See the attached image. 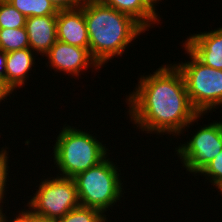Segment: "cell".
I'll list each match as a JSON object with an SVG mask.
<instances>
[{
	"mask_svg": "<svg viewBox=\"0 0 222 222\" xmlns=\"http://www.w3.org/2000/svg\"><path fill=\"white\" fill-rule=\"evenodd\" d=\"M138 81L126 102L131 122L141 131L176 136L205 115L192 107L183 76L174 64L163 65Z\"/></svg>",
	"mask_w": 222,
	"mask_h": 222,
	"instance_id": "obj_1",
	"label": "cell"
},
{
	"mask_svg": "<svg viewBox=\"0 0 222 222\" xmlns=\"http://www.w3.org/2000/svg\"><path fill=\"white\" fill-rule=\"evenodd\" d=\"M80 7L89 36V53L100 67L122 56L128 45L146 30L132 17L99 0H84Z\"/></svg>",
	"mask_w": 222,
	"mask_h": 222,
	"instance_id": "obj_2",
	"label": "cell"
},
{
	"mask_svg": "<svg viewBox=\"0 0 222 222\" xmlns=\"http://www.w3.org/2000/svg\"><path fill=\"white\" fill-rule=\"evenodd\" d=\"M90 132L63 126L53 147V159L60 176L74 178L77 174L97 165L109 151Z\"/></svg>",
	"mask_w": 222,
	"mask_h": 222,
	"instance_id": "obj_3",
	"label": "cell"
},
{
	"mask_svg": "<svg viewBox=\"0 0 222 222\" xmlns=\"http://www.w3.org/2000/svg\"><path fill=\"white\" fill-rule=\"evenodd\" d=\"M112 162L109 157H106L97 165L73 178L80 205L95 208L104 213L123 197L119 169Z\"/></svg>",
	"mask_w": 222,
	"mask_h": 222,
	"instance_id": "obj_4",
	"label": "cell"
},
{
	"mask_svg": "<svg viewBox=\"0 0 222 222\" xmlns=\"http://www.w3.org/2000/svg\"><path fill=\"white\" fill-rule=\"evenodd\" d=\"M191 61L174 65L181 72L192 107L206 114L222 105V70L202 63L184 44Z\"/></svg>",
	"mask_w": 222,
	"mask_h": 222,
	"instance_id": "obj_5",
	"label": "cell"
},
{
	"mask_svg": "<svg viewBox=\"0 0 222 222\" xmlns=\"http://www.w3.org/2000/svg\"><path fill=\"white\" fill-rule=\"evenodd\" d=\"M38 185L36 193L27 203L28 209L36 215L57 220L80 205L73 178L57 175L41 181Z\"/></svg>",
	"mask_w": 222,
	"mask_h": 222,
	"instance_id": "obj_6",
	"label": "cell"
},
{
	"mask_svg": "<svg viewBox=\"0 0 222 222\" xmlns=\"http://www.w3.org/2000/svg\"><path fill=\"white\" fill-rule=\"evenodd\" d=\"M186 144L175 148L189 173H199L222 150V121L204 125Z\"/></svg>",
	"mask_w": 222,
	"mask_h": 222,
	"instance_id": "obj_7",
	"label": "cell"
},
{
	"mask_svg": "<svg viewBox=\"0 0 222 222\" xmlns=\"http://www.w3.org/2000/svg\"><path fill=\"white\" fill-rule=\"evenodd\" d=\"M45 56L49 60L45 64L49 63V66L53 67L54 71H63L72 76L79 77L80 71L89 67H95V70L100 69L99 64L91 57L87 49L72 46L59 40L49 49Z\"/></svg>",
	"mask_w": 222,
	"mask_h": 222,
	"instance_id": "obj_8",
	"label": "cell"
},
{
	"mask_svg": "<svg viewBox=\"0 0 222 222\" xmlns=\"http://www.w3.org/2000/svg\"><path fill=\"white\" fill-rule=\"evenodd\" d=\"M57 40L89 51V36L83 9L59 10L57 13Z\"/></svg>",
	"mask_w": 222,
	"mask_h": 222,
	"instance_id": "obj_9",
	"label": "cell"
},
{
	"mask_svg": "<svg viewBox=\"0 0 222 222\" xmlns=\"http://www.w3.org/2000/svg\"><path fill=\"white\" fill-rule=\"evenodd\" d=\"M202 63L222 70V27L191 34L183 43Z\"/></svg>",
	"mask_w": 222,
	"mask_h": 222,
	"instance_id": "obj_10",
	"label": "cell"
},
{
	"mask_svg": "<svg viewBox=\"0 0 222 222\" xmlns=\"http://www.w3.org/2000/svg\"><path fill=\"white\" fill-rule=\"evenodd\" d=\"M57 15L31 16L26 19L25 28L29 48L44 56L57 41Z\"/></svg>",
	"mask_w": 222,
	"mask_h": 222,
	"instance_id": "obj_11",
	"label": "cell"
},
{
	"mask_svg": "<svg viewBox=\"0 0 222 222\" xmlns=\"http://www.w3.org/2000/svg\"><path fill=\"white\" fill-rule=\"evenodd\" d=\"M34 52L30 48L15 50L6 53V88L13 93L18 87L24 86L29 71L32 70Z\"/></svg>",
	"mask_w": 222,
	"mask_h": 222,
	"instance_id": "obj_12",
	"label": "cell"
},
{
	"mask_svg": "<svg viewBox=\"0 0 222 222\" xmlns=\"http://www.w3.org/2000/svg\"><path fill=\"white\" fill-rule=\"evenodd\" d=\"M137 21L146 31L152 24L158 23L160 16L154 13L143 0H99ZM159 16V17H158Z\"/></svg>",
	"mask_w": 222,
	"mask_h": 222,
	"instance_id": "obj_13",
	"label": "cell"
},
{
	"mask_svg": "<svg viewBox=\"0 0 222 222\" xmlns=\"http://www.w3.org/2000/svg\"><path fill=\"white\" fill-rule=\"evenodd\" d=\"M26 18L31 16L57 15L59 10L50 0H7Z\"/></svg>",
	"mask_w": 222,
	"mask_h": 222,
	"instance_id": "obj_14",
	"label": "cell"
},
{
	"mask_svg": "<svg viewBox=\"0 0 222 222\" xmlns=\"http://www.w3.org/2000/svg\"><path fill=\"white\" fill-rule=\"evenodd\" d=\"M29 48V39L25 27L0 29V49L5 53Z\"/></svg>",
	"mask_w": 222,
	"mask_h": 222,
	"instance_id": "obj_15",
	"label": "cell"
},
{
	"mask_svg": "<svg viewBox=\"0 0 222 222\" xmlns=\"http://www.w3.org/2000/svg\"><path fill=\"white\" fill-rule=\"evenodd\" d=\"M105 213L86 206L79 205L66 213L62 218L56 222H106Z\"/></svg>",
	"mask_w": 222,
	"mask_h": 222,
	"instance_id": "obj_16",
	"label": "cell"
},
{
	"mask_svg": "<svg viewBox=\"0 0 222 222\" xmlns=\"http://www.w3.org/2000/svg\"><path fill=\"white\" fill-rule=\"evenodd\" d=\"M26 17L7 0L0 1V29L25 27Z\"/></svg>",
	"mask_w": 222,
	"mask_h": 222,
	"instance_id": "obj_17",
	"label": "cell"
},
{
	"mask_svg": "<svg viewBox=\"0 0 222 222\" xmlns=\"http://www.w3.org/2000/svg\"><path fill=\"white\" fill-rule=\"evenodd\" d=\"M198 174L205 176L213 186L222 183V150L215 158L210 161ZM207 176V177H206Z\"/></svg>",
	"mask_w": 222,
	"mask_h": 222,
	"instance_id": "obj_18",
	"label": "cell"
},
{
	"mask_svg": "<svg viewBox=\"0 0 222 222\" xmlns=\"http://www.w3.org/2000/svg\"><path fill=\"white\" fill-rule=\"evenodd\" d=\"M8 152L6 149H1L0 150V204L5 203L3 202V198L6 197L4 196L5 189L7 188L6 183L7 182V175L9 174L8 171Z\"/></svg>",
	"mask_w": 222,
	"mask_h": 222,
	"instance_id": "obj_19",
	"label": "cell"
},
{
	"mask_svg": "<svg viewBox=\"0 0 222 222\" xmlns=\"http://www.w3.org/2000/svg\"><path fill=\"white\" fill-rule=\"evenodd\" d=\"M19 222H56V220L49 219L40 215H36L32 211L26 209V211H19V214L15 216Z\"/></svg>",
	"mask_w": 222,
	"mask_h": 222,
	"instance_id": "obj_20",
	"label": "cell"
},
{
	"mask_svg": "<svg viewBox=\"0 0 222 222\" xmlns=\"http://www.w3.org/2000/svg\"><path fill=\"white\" fill-rule=\"evenodd\" d=\"M58 10L74 9L82 4V0H50Z\"/></svg>",
	"mask_w": 222,
	"mask_h": 222,
	"instance_id": "obj_21",
	"label": "cell"
},
{
	"mask_svg": "<svg viewBox=\"0 0 222 222\" xmlns=\"http://www.w3.org/2000/svg\"><path fill=\"white\" fill-rule=\"evenodd\" d=\"M6 53L0 49V82L6 87Z\"/></svg>",
	"mask_w": 222,
	"mask_h": 222,
	"instance_id": "obj_22",
	"label": "cell"
},
{
	"mask_svg": "<svg viewBox=\"0 0 222 222\" xmlns=\"http://www.w3.org/2000/svg\"><path fill=\"white\" fill-rule=\"evenodd\" d=\"M12 94L4 85L0 82V102L4 99L7 100V96Z\"/></svg>",
	"mask_w": 222,
	"mask_h": 222,
	"instance_id": "obj_23",
	"label": "cell"
},
{
	"mask_svg": "<svg viewBox=\"0 0 222 222\" xmlns=\"http://www.w3.org/2000/svg\"><path fill=\"white\" fill-rule=\"evenodd\" d=\"M161 0H143V2L154 12L156 13V3H158Z\"/></svg>",
	"mask_w": 222,
	"mask_h": 222,
	"instance_id": "obj_24",
	"label": "cell"
},
{
	"mask_svg": "<svg viewBox=\"0 0 222 222\" xmlns=\"http://www.w3.org/2000/svg\"><path fill=\"white\" fill-rule=\"evenodd\" d=\"M1 206H3V205H0V222H7L8 216L3 214V210H2L3 208Z\"/></svg>",
	"mask_w": 222,
	"mask_h": 222,
	"instance_id": "obj_25",
	"label": "cell"
},
{
	"mask_svg": "<svg viewBox=\"0 0 222 222\" xmlns=\"http://www.w3.org/2000/svg\"><path fill=\"white\" fill-rule=\"evenodd\" d=\"M216 188H218L219 189V191L221 192V194H222V183H220Z\"/></svg>",
	"mask_w": 222,
	"mask_h": 222,
	"instance_id": "obj_26",
	"label": "cell"
},
{
	"mask_svg": "<svg viewBox=\"0 0 222 222\" xmlns=\"http://www.w3.org/2000/svg\"><path fill=\"white\" fill-rule=\"evenodd\" d=\"M12 222H19L16 218H14V220Z\"/></svg>",
	"mask_w": 222,
	"mask_h": 222,
	"instance_id": "obj_27",
	"label": "cell"
}]
</instances>
